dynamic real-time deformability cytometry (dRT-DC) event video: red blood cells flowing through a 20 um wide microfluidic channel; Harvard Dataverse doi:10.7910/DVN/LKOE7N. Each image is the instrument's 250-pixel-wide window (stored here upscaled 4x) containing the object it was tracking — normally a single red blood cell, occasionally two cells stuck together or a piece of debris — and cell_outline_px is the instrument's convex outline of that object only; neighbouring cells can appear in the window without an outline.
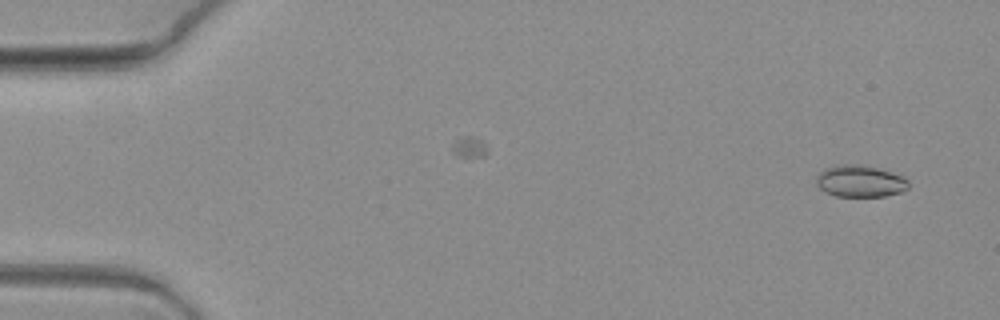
{"species": "common noctule bat (a hibernating species)", "species_latin": "Nyctalus noctula", "temperature_condition": "warm", "stored_images_in_passage": 4, "camera_frame_rate_fps": 3000, "um_per_image_px": 0.085, "animal": {"sex": "female", "body_mass_g": 19.3, "forearm_length_mm": 54.1}, "frame": {"image": 1, "passage_image": 1, "time_ms": 0.0, "image_size_px": [1000, 320], "cell_outline_px": [[908, 188], [900, 192], [884, 196], [836, 196], [824, 192], [816, 184], [816, 176], [820, 172], [828, 168], [844, 164], [860, 164], [880, 168], [904, 176], [908, 180]], "centroid_in_image_um": [73.12, 15.4], "position_along_channel_um": 11.9, "area_um2": 17.11}}